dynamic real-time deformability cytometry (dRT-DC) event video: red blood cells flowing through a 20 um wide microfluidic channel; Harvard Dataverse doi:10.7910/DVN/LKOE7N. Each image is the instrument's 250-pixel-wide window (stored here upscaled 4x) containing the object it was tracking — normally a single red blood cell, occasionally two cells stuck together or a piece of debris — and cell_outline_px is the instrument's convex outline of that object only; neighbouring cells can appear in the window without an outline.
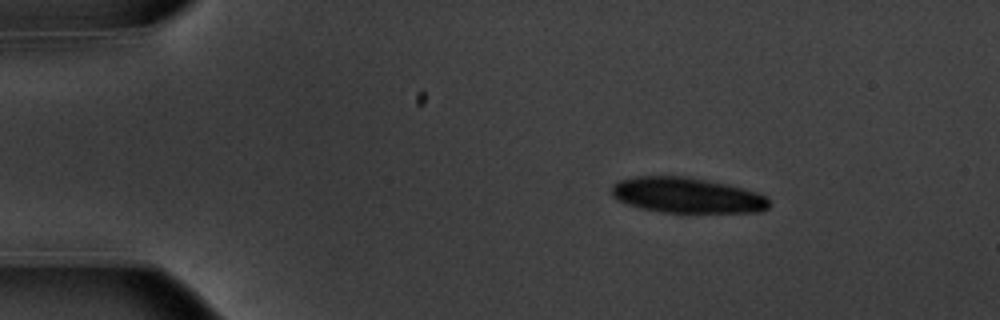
{"species": "common noctule bat (a hibernating species)", "species_latin": "Nyctalus noctula", "temperature_condition": "warm", "stored_images_in_passage": 33, "camera_frame_rate_fps": 3000, "um_per_image_px": 0.085, "animal": {"sex": "male", "body_mass_g": 20.1, "forearm_length_mm": 53.5}, "frame": {"image": 1, "passage_image": 1, "time_ms": 0.0, "image_size_px": [1000, 320], "cell_outline_px": [[768, 208], [760, 212], [664, 212], [640, 208], [616, 200], [612, 196], [612, 184], [620, 180], [636, 176], [684, 176], [724, 184], [756, 192], [764, 196], [768, 200]], "centroid_in_image_um": [58.33, 16.6], "position_along_channel_um": 26.7, "area_um2": 32.14}}
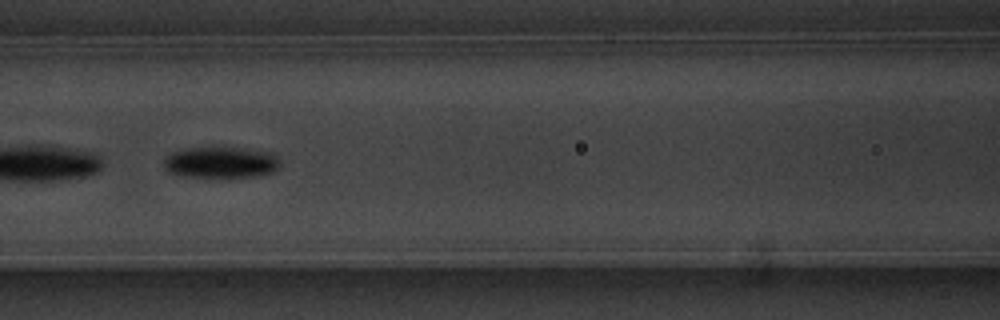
{"frame": {"image": 2, "passage_image": 17, "time_ms": 5.333, "image_size_px": [1000, 320], "cell_outline_px": [[280, 164], [272, 172], [260, 176], [228, 180], [176, 176], [168, 172], [164, 168], [164, 156], [172, 152], [184, 148], [244, 148], [272, 152], [276, 156]], "centroid_in_image_um": [18.73, 13.86], "position_along_channel_um": 147.9, "area_um2": 22.31}}